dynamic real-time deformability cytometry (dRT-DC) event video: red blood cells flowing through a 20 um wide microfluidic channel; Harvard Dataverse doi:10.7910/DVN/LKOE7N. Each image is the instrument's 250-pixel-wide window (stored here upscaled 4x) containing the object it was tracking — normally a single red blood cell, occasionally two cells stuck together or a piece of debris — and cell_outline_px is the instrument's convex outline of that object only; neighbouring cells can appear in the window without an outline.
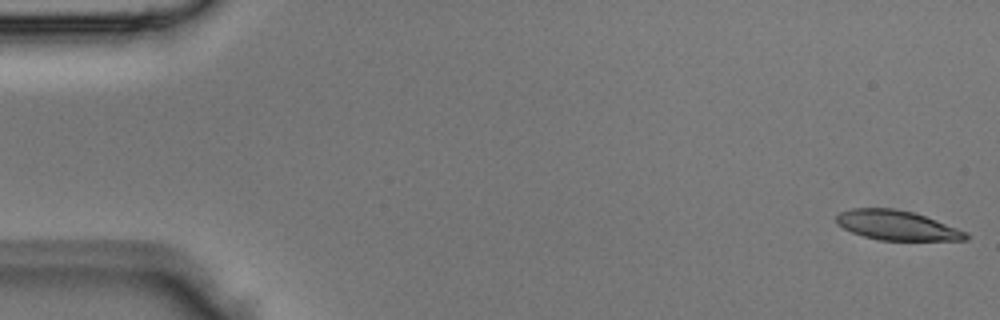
{"species": "Egyptian fruit bat (a non-hibernating species)", "species_latin": "Rousettus aegyptiacus", "temperature_condition": "room temperature", "stored_images_in_passage": 4, "camera_frame_rate_fps": 3000, "um_per_image_px": 0.085, "animal": {"sex": "male"}, "frame": {"image": 1, "passage_image": 1, "time_ms": 0.0, "image_size_px": [1000, 320], "cell_outline_px": [[968, 240], [880, 240], [864, 236], [852, 232], [836, 224], [836, 216], [840, 212], [852, 208], [892, 208], [912, 212], [936, 220], [968, 232]], "centroid_in_image_um": [76.23, 19.15], "position_along_channel_um": 8.8, "area_um2": 22.2}}
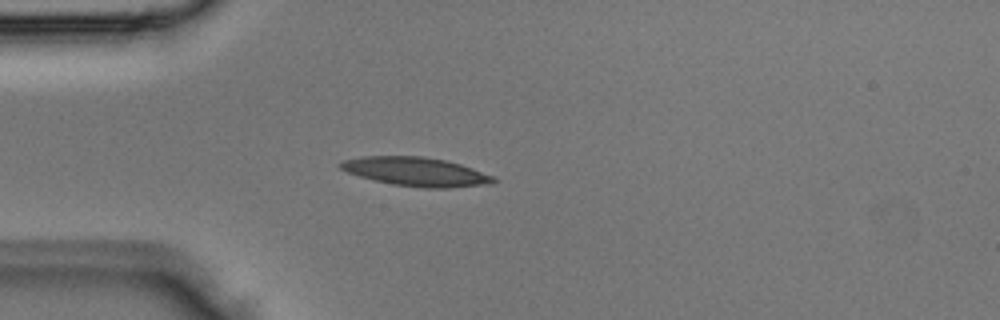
{"frame": {"image": 2, "passage_image": 4, "time_ms": 1.0, "image_size_px": [1000, 320], "cell_outline_px": [[496, 180], [492, 184], [448, 188], [424, 188], [392, 184], [360, 176], [348, 172], [340, 168], [340, 164], [344, 160], [364, 156], [424, 156], [444, 160], [460, 164], [472, 168], [492, 176]], "centroid_in_image_um": [35.38, 14.59], "position_along_channel_um": 49.6, "area_um2": 25.43}}